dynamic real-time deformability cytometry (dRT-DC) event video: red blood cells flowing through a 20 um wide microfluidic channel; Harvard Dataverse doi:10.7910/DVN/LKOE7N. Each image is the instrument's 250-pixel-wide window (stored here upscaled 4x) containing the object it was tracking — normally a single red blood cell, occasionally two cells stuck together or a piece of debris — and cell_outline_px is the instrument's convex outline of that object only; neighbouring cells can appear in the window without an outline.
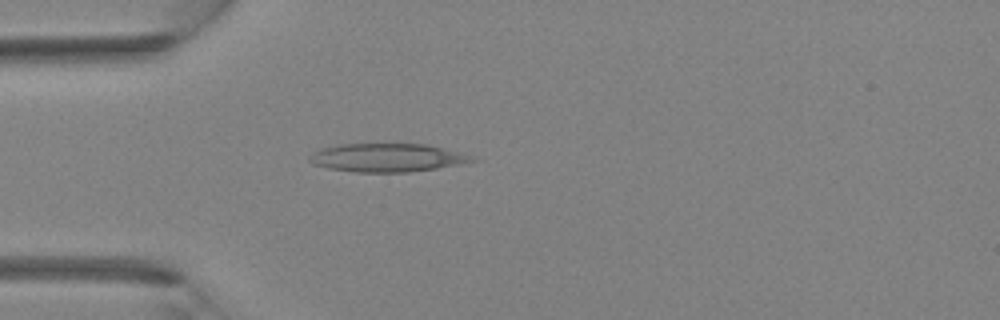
{"species": "Egyptian fruit bat (a non-hibernating species)", "species_latin": "Rousettus aegyptiacus", "temperature_condition": "room temperature", "stored_images_in_passage": 39, "camera_frame_rate_fps": 3000, "um_per_image_px": 0.085, "animal": {"sex": "female"}, "frame": {"image": 1, "passage_image": 11, "time_ms": 3.333, "image_size_px": [1000, 320], "cell_outline_px": [[476, 160], [460, 164], [436, 168], [408, 172], [356, 172], [328, 168], [312, 164], [308, 160], [312, 152], [324, 148], [340, 144], [428, 144], [456, 152], [468, 156]], "centroid_in_image_um": [32.82, 13.4], "position_along_channel_um": 52.2, "area_um2": 26.41}}
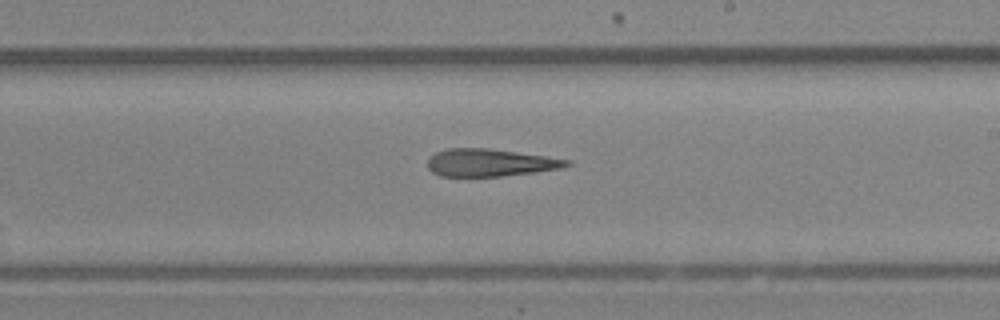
{"frame": {"image": 2, "passage_image": 23, "time_ms": 7.333, "image_size_px": [1000, 320], "cell_outline_px": [[572, 164], [564, 168], [536, 172], [500, 176], [440, 176], [432, 172], [428, 168], [428, 160], [436, 152], [444, 148], [488, 148], [572, 160]], "centroid_in_image_um": [41.68, 13.82], "position_along_channel_um": 247.3, "area_um2": 22.31}}
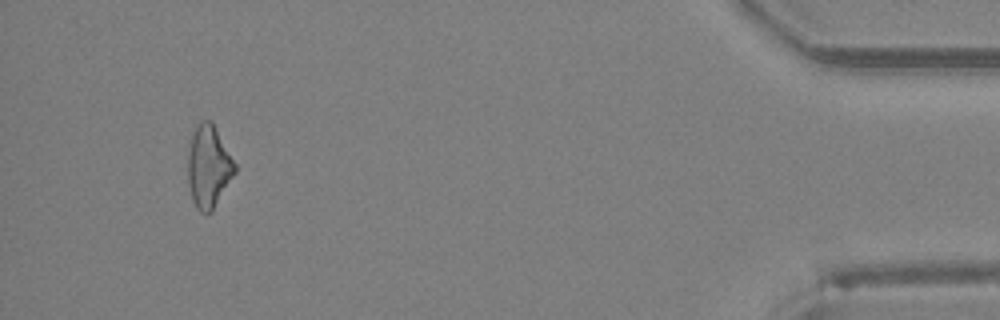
{"frame": {"image": 3, "passage_image": 37, "time_ms": 12.0, "image_size_px": [1000, 320], "cell_outline_px": [[236, 172], [212, 212], [200, 212], [196, 208], [192, 200], [188, 184], [188, 152], [192, 132], [200, 120], [212, 120], [236, 164]], "centroid_in_image_um": [17.73, 14.15], "position_along_channel_um": 417.5, "area_um2": 22.77}}